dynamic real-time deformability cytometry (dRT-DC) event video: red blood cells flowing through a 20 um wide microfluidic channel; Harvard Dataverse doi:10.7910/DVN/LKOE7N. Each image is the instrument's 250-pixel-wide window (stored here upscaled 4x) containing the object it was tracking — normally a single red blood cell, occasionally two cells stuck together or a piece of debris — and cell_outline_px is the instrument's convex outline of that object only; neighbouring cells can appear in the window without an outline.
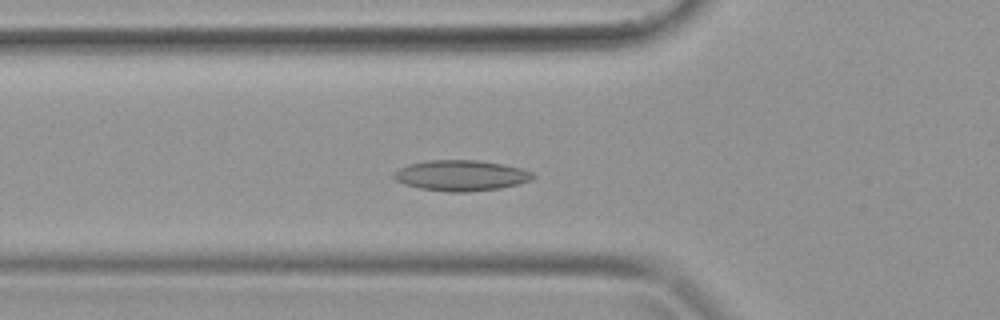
{"species": "common noctule bat (a hibernating species)", "species_latin": "Nyctalus noctula", "temperature_condition": "warm", "stored_images_in_passage": 39, "camera_frame_rate_fps": 3000, "um_per_image_px": 0.085, "animal": {"sex": "female", "body_mass_g": 19.9}, "frame": {"image": 1, "passage_image": 13, "time_ms": 4.0, "image_size_px": [1000, 320], "cell_outline_px": [[536, 176], [532, 180], [500, 188], [468, 192], [448, 192], [420, 188], [404, 184], [396, 180], [392, 176], [392, 172], [408, 164], [424, 160], [476, 160], [504, 164], [520, 168], [532, 172]], "centroid_in_image_um": [39.16, 14.91], "position_along_channel_um": 86.6, "area_um2": 24.97}}
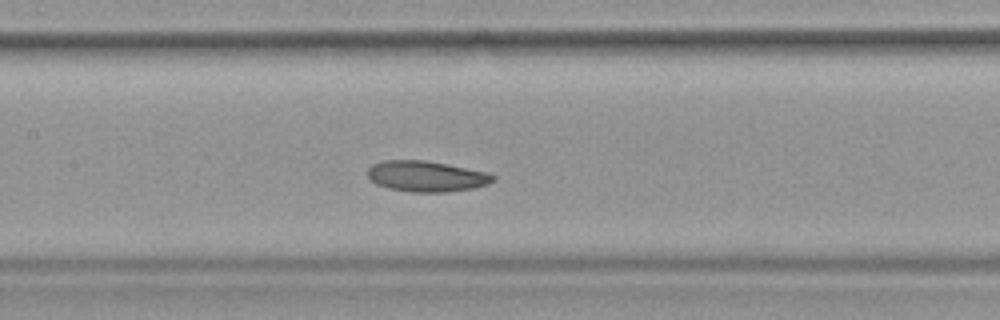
{"frame": {"image": 2, "passage_image": 18, "time_ms": 5.667, "image_size_px": [1000, 320], "cell_outline_px": [[496, 180], [488, 184], [472, 188], [448, 192], [412, 192], [388, 188], [376, 184], [368, 180], [368, 168], [372, 164], [384, 160], [428, 160], [488, 172], [496, 176]], "centroid_in_image_um": [36.24, 14.98], "position_along_channel_um": 171.2, "area_um2": 22.77}}
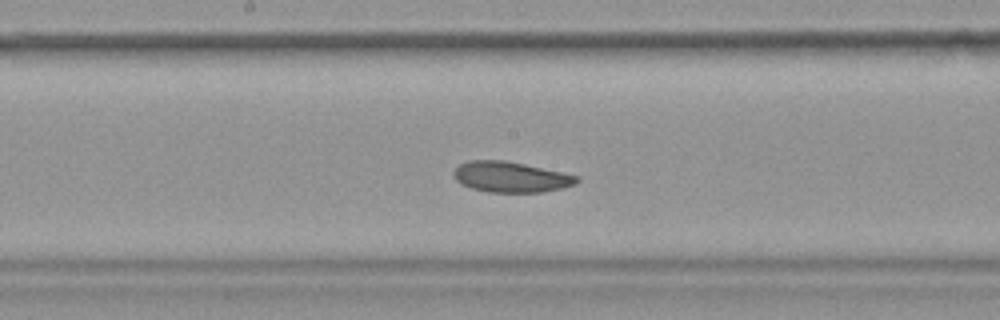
{"frame": {"image": 3, "passage_image": 20, "time_ms": 6.333, "image_size_px": [1000, 320], "cell_outline_px": [[580, 180], [576, 184], [560, 188], [540, 192], [488, 192], [472, 188], [460, 184], [456, 180], [452, 172], [460, 164], [468, 160], [504, 160], [524, 164], [580, 176]], "centroid_in_image_um": [43.4, 15.04], "position_along_channel_um": 204.8, "area_um2": 21.91}}